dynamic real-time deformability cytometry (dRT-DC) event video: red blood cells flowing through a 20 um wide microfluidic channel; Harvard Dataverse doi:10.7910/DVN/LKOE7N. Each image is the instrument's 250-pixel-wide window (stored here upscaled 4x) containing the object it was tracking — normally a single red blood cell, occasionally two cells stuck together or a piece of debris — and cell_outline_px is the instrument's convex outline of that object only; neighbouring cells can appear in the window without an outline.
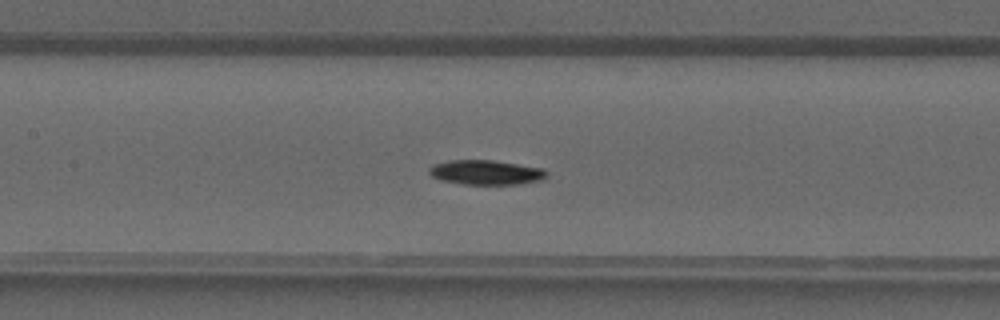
{"species": "common noctule bat (a hibernating species)", "species_latin": "Nyctalus noctula", "temperature_condition": "warm", "stored_images_in_passage": 30, "camera_frame_rate_fps": 3000, "um_per_image_px": 0.085, "animal": {"sex": "male", "forearm_length_mm": 52.5}, "frame": {"image": 1, "passage_image": 9, "time_ms": 2.667, "image_size_px": [1000, 320], "cell_outline_px": [[548, 176], [544, 180], [520, 184], [464, 184], [440, 180], [432, 176], [428, 172], [428, 168], [432, 164], [448, 160], [492, 160], [544, 168], [548, 172]], "centroid_in_image_um": [41.33, 14.65], "position_along_channel_um": 166.1, "area_um2": 17.11}}
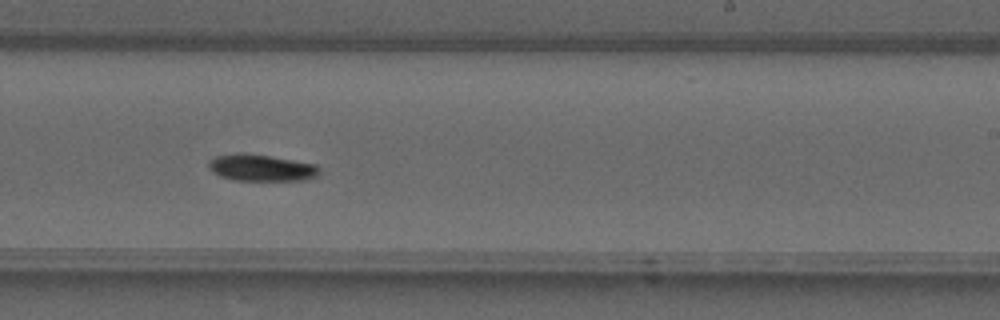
{"frame": {"image": 2, "passage_image": 15, "time_ms": 4.667, "image_size_px": [1000, 320], "cell_outline_px": [[320, 172], [316, 176], [308, 180], [232, 180], [220, 176], [208, 164], [208, 160], [216, 156], [240, 152], [268, 156], [316, 164], [320, 168]], "centroid_in_image_um": [22.24, 14.26], "position_along_channel_um": 266.8, "area_um2": 17.05}}
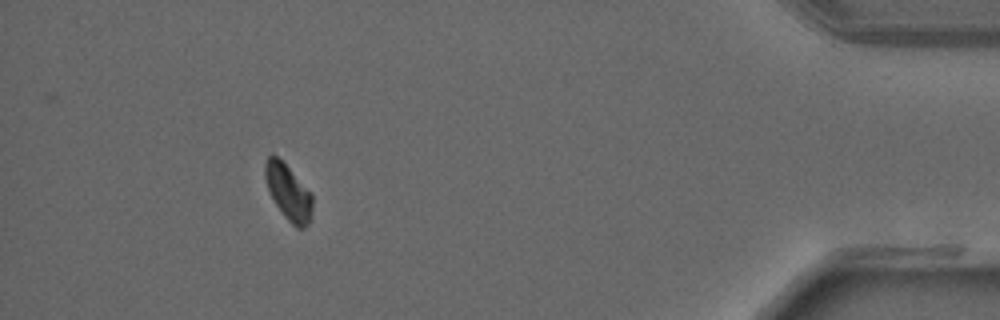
{"frame": {"image": 3, "passage_image": 27, "time_ms": 8.667, "image_size_px": [1000, 320], "cell_outline_px": [[312, 212], [308, 224], [304, 228], [296, 228], [284, 216], [276, 204], [268, 188], [264, 176], [264, 160], [272, 152], [312, 192]], "centroid_in_image_um": [24.5, 16.33], "position_along_channel_um": 410.7, "area_um2": 15.26}}